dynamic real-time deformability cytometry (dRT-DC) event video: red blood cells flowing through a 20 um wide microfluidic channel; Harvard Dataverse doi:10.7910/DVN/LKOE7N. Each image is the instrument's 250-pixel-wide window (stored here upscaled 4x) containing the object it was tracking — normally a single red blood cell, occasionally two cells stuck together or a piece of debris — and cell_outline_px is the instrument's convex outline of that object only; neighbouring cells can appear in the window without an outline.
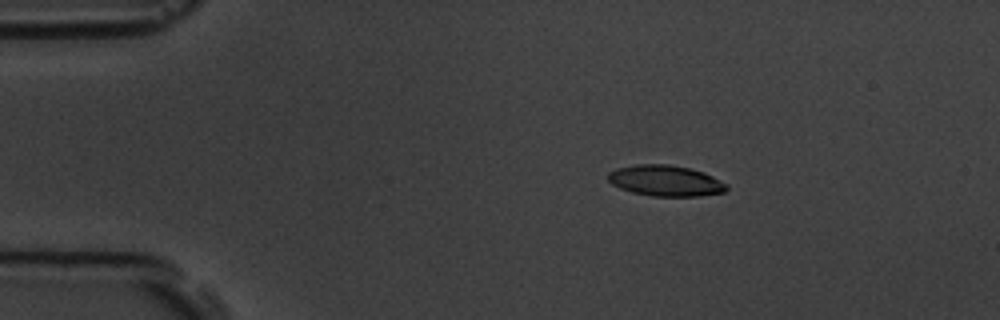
{"species": "common noctule bat (a hibernating species)", "species_latin": "Nyctalus noctula", "temperature_condition": "room temperature", "stored_images_in_passage": 6, "camera_frame_rate_fps": 3000, "um_per_image_px": 0.085, "animal": {"sex": "male", "body_mass_g": 19.5, "forearm_length_mm": 54.6}, "frame": {"image": 1, "passage_image": 4, "time_ms": 3.333, "image_size_px": [1000, 320], "cell_outline_px": [[728, 188], [724, 192], [700, 196], [652, 196], [632, 192], [620, 188], [612, 184], [608, 180], [608, 172], [616, 168], [636, 164], [668, 164], [688, 168], [704, 172], [728, 184]], "centroid_in_image_um": [56.56, 15.36], "position_along_channel_um": 28.4, "area_um2": 21.39}}